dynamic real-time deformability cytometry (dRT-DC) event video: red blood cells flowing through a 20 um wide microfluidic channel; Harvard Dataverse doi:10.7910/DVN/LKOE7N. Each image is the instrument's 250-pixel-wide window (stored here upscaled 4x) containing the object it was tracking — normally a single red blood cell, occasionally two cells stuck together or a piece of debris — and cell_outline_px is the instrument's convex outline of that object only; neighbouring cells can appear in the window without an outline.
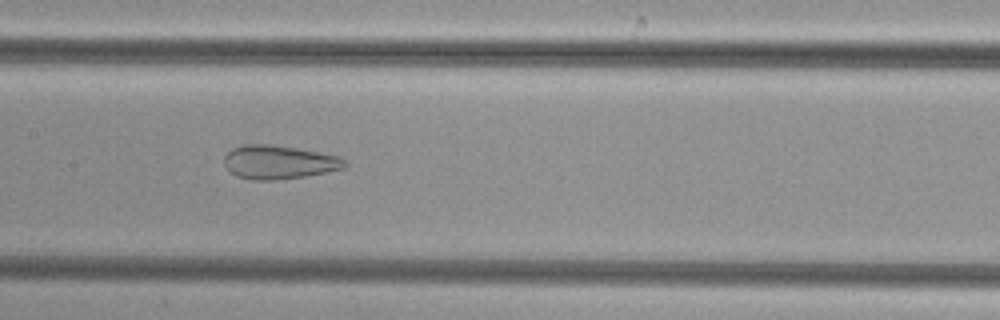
{"species": "common noctule bat (a hibernating species)", "species_latin": "Nyctalus noctula", "temperature_condition": "cold", "stored_images_in_passage": 25, "camera_frame_rate_fps": 3000, "um_per_image_px": 0.085, "animal": {"sex": "female", "body_mass_g": 29.2, "forearm_length_mm": 56.3}, "frame": {"image": 1, "passage_image": 24, "time_ms": 7.667, "image_size_px": [1000, 320], "cell_outline_px": [[348, 164], [344, 168], [304, 176], [276, 180], [252, 180], [236, 176], [228, 172], [224, 164], [224, 156], [232, 148], [244, 144], [268, 144], [296, 148], [320, 152], [340, 156], [348, 160]], "centroid_in_image_um": [23.69, 13.78], "position_along_channel_um": 183.7, "area_um2": 23.87}}